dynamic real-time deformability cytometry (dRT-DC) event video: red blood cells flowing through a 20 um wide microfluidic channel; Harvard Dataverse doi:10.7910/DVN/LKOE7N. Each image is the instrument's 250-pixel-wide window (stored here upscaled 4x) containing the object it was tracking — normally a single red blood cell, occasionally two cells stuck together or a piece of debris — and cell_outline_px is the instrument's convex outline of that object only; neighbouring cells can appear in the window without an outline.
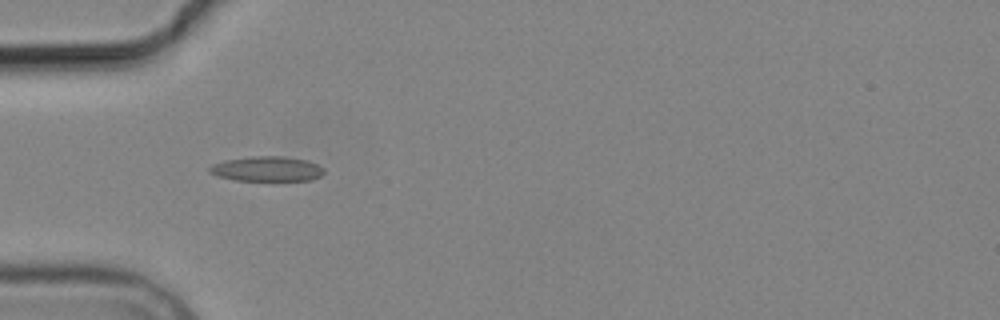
{"species": "common noctule bat (a hibernating species)", "species_latin": "Nyctalus noctula", "temperature_condition": "cold", "stored_images_in_passage": 7, "camera_frame_rate_fps": 3000, "um_per_image_px": 0.085, "animal": {"sex": "male", "body_mass_g": 19.2, "forearm_length_mm": 51.8}, "frame": {"image": 1, "passage_image": 1, "time_ms": 0.0, "image_size_px": [1000, 320], "cell_outline_px": [[324, 172], [320, 176], [312, 180], [236, 180], [216, 176], [208, 172], [208, 168], [212, 164], [224, 160], [252, 156], [284, 156], [308, 160], [324, 168]], "centroid_in_image_um": [22.67, 14.35], "position_along_channel_um": 62.3, "area_um2": 16.7}}
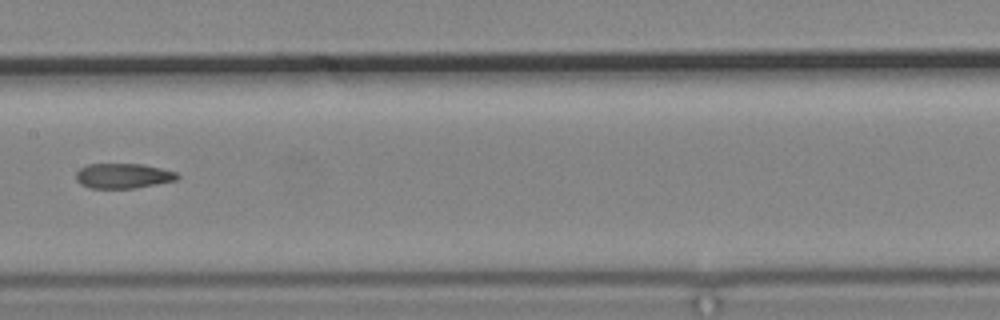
{"frame": {"image": 2, "passage_image": 4, "time_ms": 3.667, "image_size_px": [1000, 320], "cell_outline_px": [[180, 176], [176, 180], [136, 188], [88, 188], [80, 184], [76, 180], [76, 172], [80, 168], [88, 164], [144, 164], [176, 172]], "centroid_in_image_um": [10.45, 14.95], "position_along_channel_um": 197.0, "area_um2": 14.8}}
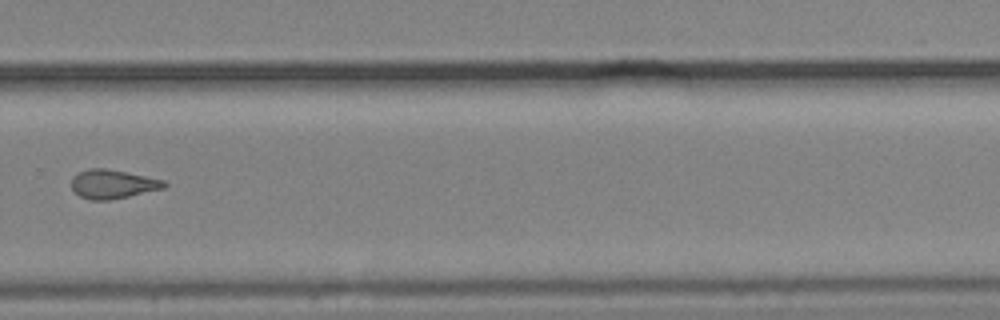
{"frame": {"image": 3, "passage_image": 7, "time_ms": 7.0, "image_size_px": [1000, 320], "cell_outline_px": [[168, 184], [164, 188], [128, 196], [108, 200], [92, 200], [80, 196], [72, 188], [72, 176], [88, 168], [108, 168], [164, 180]], "centroid_in_image_um": [9.58, 15.63], "position_along_channel_um": 320.2, "area_um2": 15.49}}